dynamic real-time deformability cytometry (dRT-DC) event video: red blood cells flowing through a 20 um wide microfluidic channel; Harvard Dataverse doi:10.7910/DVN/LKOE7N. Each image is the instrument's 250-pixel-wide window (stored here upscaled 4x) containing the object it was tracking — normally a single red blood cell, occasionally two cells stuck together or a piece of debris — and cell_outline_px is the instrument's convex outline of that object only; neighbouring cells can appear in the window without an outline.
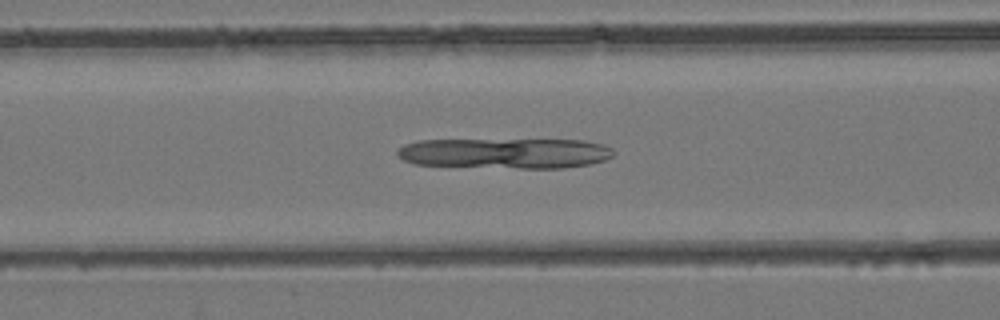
{"species": "common noctule bat (a hibernating species)", "species_latin": "Nyctalus noctula", "temperature_condition": "room temperature", "stored_images_in_passage": 19, "camera_frame_rate_fps": 3000, "um_per_image_px": 0.085, "animal": {"sex": "female", "body_mass_g": 24.6, "forearm_length_mm": 56.2}, "frame": {"image": 1, "passage_image": 7, "time_ms": 2.0, "image_size_px": [1000, 320], "cell_outline_px": [[616, 152], [612, 156], [604, 160], [588, 164], [564, 168], [520, 168], [416, 164], [404, 160], [396, 156], [396, 152], [404, 144], [420, 140], [584, 140], [604, 144], [612, 148]], "centroid_in_image_um": [42.97, 13.02], "position_along_channel_um": 123.6, "area_um2": 38.26}}